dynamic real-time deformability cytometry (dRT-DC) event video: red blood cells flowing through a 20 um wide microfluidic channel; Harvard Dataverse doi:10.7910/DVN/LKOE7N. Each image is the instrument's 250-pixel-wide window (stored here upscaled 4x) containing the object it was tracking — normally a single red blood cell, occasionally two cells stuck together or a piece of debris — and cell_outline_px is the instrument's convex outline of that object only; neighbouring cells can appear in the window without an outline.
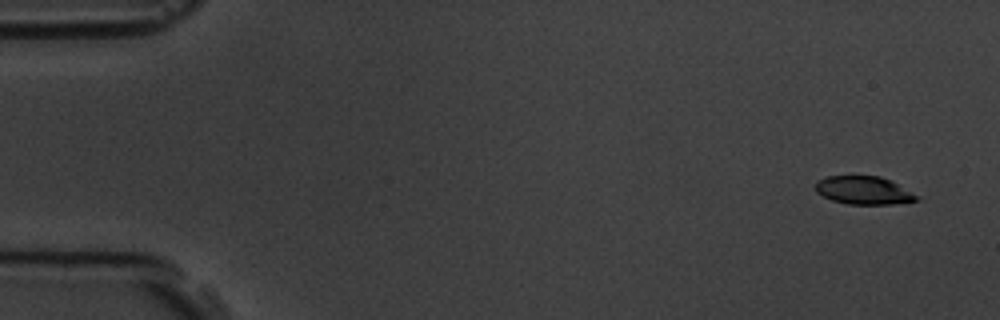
{"species": "common noctule bat (a hibernating species)", "species_latin": "Nyctalus noctula", "temperature_condition": "room temperature", "stored_images_in_passage": 10, "camera_frame_rate_fps": 3000, "um_per_image_px": 0.085, "animal": {"sex": "male", "body_mass_g": 19.5, "forearm_length_mm": 54.6}, "frame": {"image": 1, "passage_image": 1, "time_ms": 0.0, "image_size_px": [1000, 320], "cell_outline_px": [[920, 200], [892, 204], [848, 204], [832, 200], [816, 192], [816, 180], [828, 176], [880, 176], [892, 180], [920, 196]], "centroid_in_image_um": [73.46, 16.17], "position_along_channel_um": 11.5, "area_um2": 16.7}}
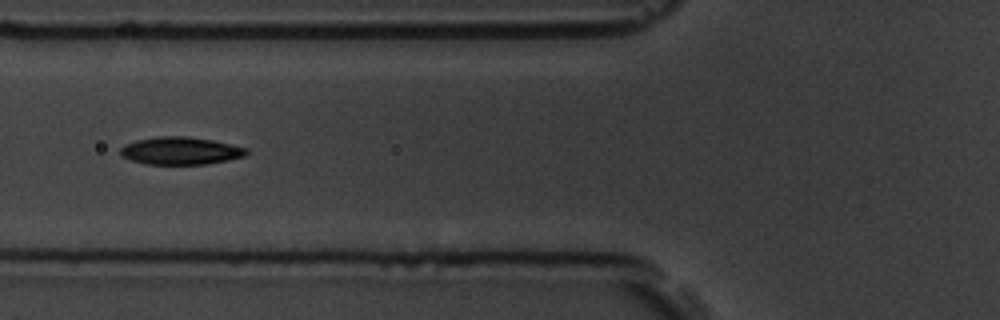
{"frame": {"image": 2, "passage_image": 6, "time_ms": 6.0, "image_size_px": [1000, 320], "cell_outline_px": [[248, 152], [244, 156], [228, 160], [208, 164], [144, 164], [120, 156], [120, 148], [124, 144], [136, 140], [160, 136], [188, 136], [212, 140], [248, 148]], "centroid_in_image_um": [15.33, 12.81], "position_along_channel_um": 110.5, "area_um2": 20.35}}
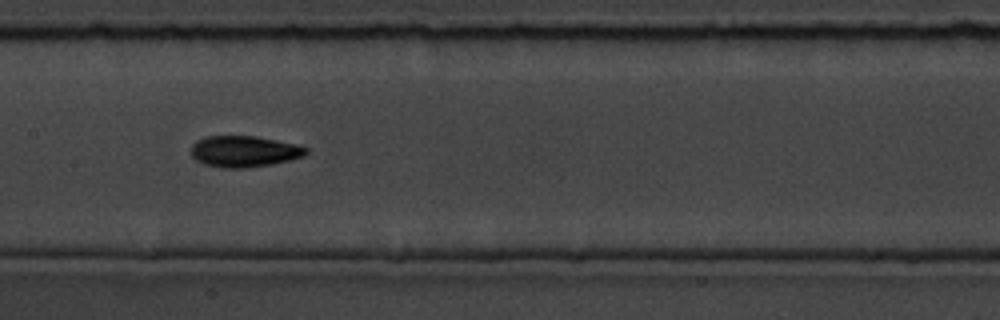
{"frame": {"image": 3, "passage_image": 8, "time_ms": 8.0, "image_size_px": [1000, 320], "cell_outline_px": [[308, 152], [304, 156], [272, 164], [244, 168], [220, 168], [204, 164], [196, 160], [192, 156], [192, 144], [196, 140], [204, 136], [256, 136], [296, 144], [308, 148]], "centroid_in_image_um": [20.73, 12.87], "position_along_channel_um": 186.7, "area_um2": 20.98}}